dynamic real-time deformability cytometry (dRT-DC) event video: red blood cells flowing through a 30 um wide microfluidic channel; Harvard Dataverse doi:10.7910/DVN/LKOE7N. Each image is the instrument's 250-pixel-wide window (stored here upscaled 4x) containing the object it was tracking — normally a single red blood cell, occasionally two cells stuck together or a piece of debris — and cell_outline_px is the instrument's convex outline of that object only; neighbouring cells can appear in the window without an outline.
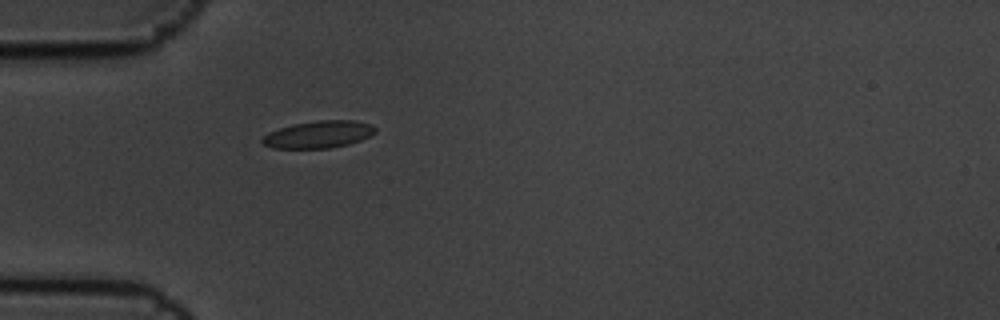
{"species": "common noctule bat (a hibernating species)", "species_latin": "Nyctalus noctula", "temperature_condition": "cold", "stored_images_in_passage": 1, "camera_frame_rate_fps": 3000, "um_per_image_px": 0.085, "animal": {"sex": "male", "body_mass_g": 19.5, "forearm_length_mm": 54.6}, "frame": {"image": 1, "passage_image": 1, "time_ms": 0.0, "image_size_px": [1000, 320], "cell_outline_px": [[376, 132], [360, 140], [348, 144], [328, 148], [272, 148], [264, 144], [260, 140], [268, 132], [292, 124], [316, 120], [356, 120], [372, 124], [376, 128]], "centroid_in_image_um": [27.08, 11.41], "position_along_channel_um": 57.9, "area_um2": 17.92}}